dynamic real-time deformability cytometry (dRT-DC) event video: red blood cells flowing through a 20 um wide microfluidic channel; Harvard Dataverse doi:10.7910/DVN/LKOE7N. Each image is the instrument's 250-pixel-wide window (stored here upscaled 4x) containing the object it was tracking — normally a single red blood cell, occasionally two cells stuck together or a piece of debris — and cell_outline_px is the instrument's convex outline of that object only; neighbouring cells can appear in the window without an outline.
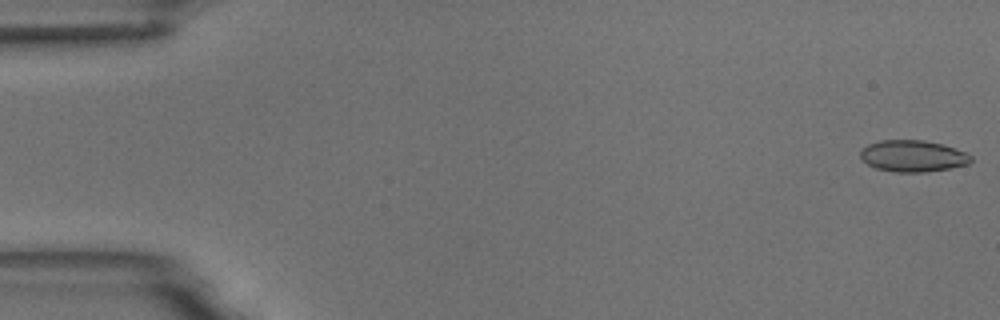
{"species": "common noctule bat (a hibernating species)", "species_latin": "Nyctalus noctula", "temperature_condition": "room temperature", "stored_images_in_passage": 54, "camera_frame_rate_fps": 3000, "um_per_image_px": 0.085, "animal": {"sex": "male", "body_mass_g": 18.8}, "frame": {"image": 1, "passage_image": 1, "time_ms": 0.0, "image_size_px": [1000, 320], "cell_outline_px": [[972, 160], [968, 164], [948, 168], [924, 172], [892, 172], [876, 168], [868, 164], [860, 156], [860, 152], [868, 144], [880, 140], [924, 140], [940, 144], [964, 152], [972, 156]], "centroid_in_image_um": [77.57, 13.26], "position_along_channel_um": 7.4, "area_um2": 20.06}}
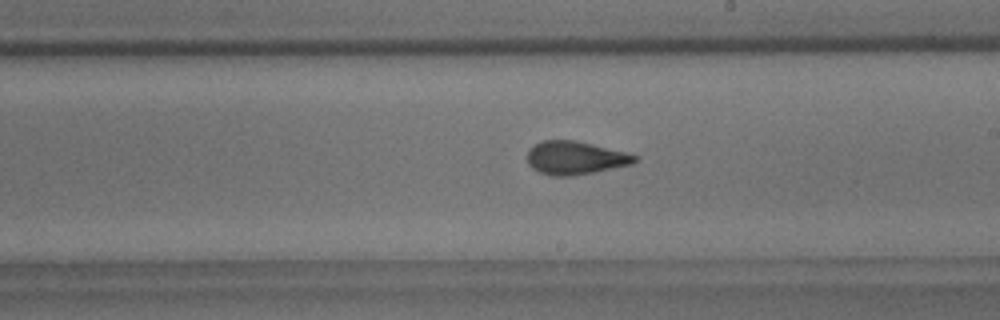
{"frame": {"image": 2, "passage_image": 31, "time_ms": 10.0, "image_size_px": [1000, 320], "cell_outline_px": [[640, 160], [632, 164], [572, 176], [552, 176], [540, 172], [532, 168], [528, 164], [528, 148], [544, 140], [576, 140], [628, 152], [636, 156]], "centroid_in_image_um": [48.91, 13.41], "position_along_channel_um": 240.1, "area_um2": 20.87}}
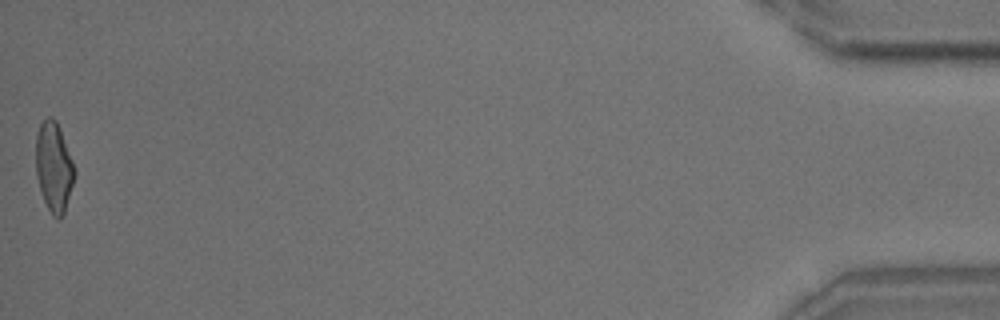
{"frame": {"image": 3, "passage_image": 54, "time_ms": 17.667, "image_size_px": [1000, 320], "cell_outline_px": [[76, 172], [64, 212], [60, 220], [56, 220], [52, 216], [44, 200], [36, 176], [36, 132], [40, 124], [48, 116], [52, 116], [56, 120], [72, 160]], "centroid_in_image_um": [4.56, 14.2], "position_along_channel_um": 430.6, "area_um2": 20.06}, "authors_computed_cell_mechanics": {"area_um2": 20.4323, "velocity_mm_per_s": 3.7422, "shape_relaxation_time_tau1_ms": 3.6881, "shape_relaxation_time_tau2_ms": 1.072, "deformation_change_tau1": 0.1348, "deformation_change_tau2": 0.0722}}